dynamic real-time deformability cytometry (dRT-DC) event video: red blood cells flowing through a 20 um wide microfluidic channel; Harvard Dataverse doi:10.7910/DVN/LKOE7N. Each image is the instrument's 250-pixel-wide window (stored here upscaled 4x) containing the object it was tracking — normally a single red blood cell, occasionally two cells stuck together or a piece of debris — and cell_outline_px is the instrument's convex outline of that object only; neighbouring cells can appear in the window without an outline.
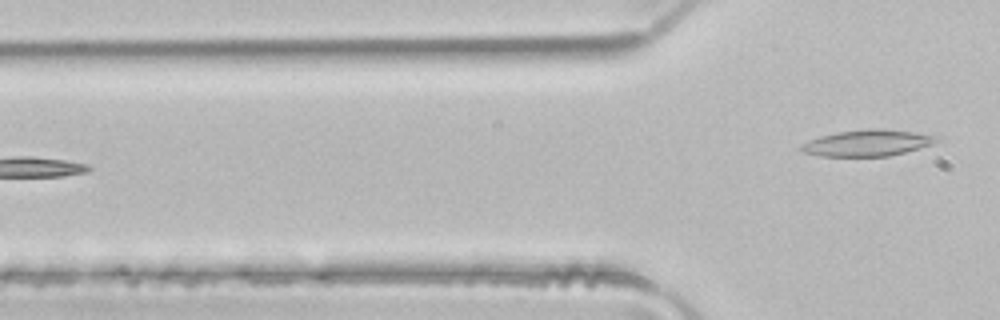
{"species": "common noctule bat (a hibernating species)", "species_latin": "Nyctalus noctula", "temperature_condition": "room temperature", "stored_images_in_passage": 5, "camera_frame_rate_fps": 3000, "um_per_image_px": 0.085, "animal": {"sex": "male", "body_mass_g": 21.5, "forearm_length_mm": 52.0}, "frame": {"image": 1, "passage_image": 5, "time_ms": 1.333, "image_size_px": [1000, 320], "cell_outline_px": [[940, 140], [932, 144], [904, 152], [888, 156], [820, 156], [804, 152], [800, 148], [800, 144], [808, 140], [820, 136], [836, 132], [868, 128], [884, 128], [940, 136]], "centroid_in_image_um": [73.72, 12.14], "position_along_channel_um": 52.1, "area_um2": 20.81}}